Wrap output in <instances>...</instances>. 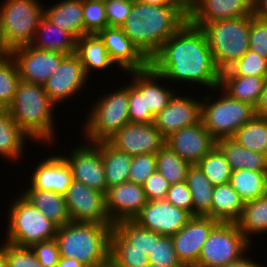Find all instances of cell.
I'll list each match as a JSON object with an SVG mask.
<instances>
[{"mask_svg": "<svg viewBox=\"0 0 267 267\" xmlns=\"http://www.w3.org/2000/svg\"><path fill=\"white\" fill-rule=\"evenodd\" d=\"M244 202L231 184L214 186L211 218L220 222H236L242 214Z\"/></svg>", "mask_w": 267, "mask_h": 267, "instance_id": "cell-32", "label": "cell"}, {"mask_svg": "<svg viewBox=\"0 0 267 267\" xmlns=\"http://www.w3.org/2000/svg\"><path fill=\"white\" fill-rule=\"evenodd\" d=\"M11 56V48L5 43L2 29L0 27V61L5 60Z\"/></svg>", "mask_w": 267, "mask_h": 267, "instance_id": "cell-57", "label": "cell"}, {"mask_svg": "<svg viewBox=\"0 0 267 267\" xmlns=\"http://www.w3.org/2000/svg\"><path fill=\"white\" fill-rule=\"evenodd\" d=\"M229 183L244 203L267 195V171L234 170Z\"/></svg>", "mask_w": 267, "mask_h": 267, "instance_id": "cell-36", "label": "cell"}, {"mask_svg": "<svg viewBox=\"0 0 267 267\" xmlns=\"http://www.w3.org/2000/svg\"><path fill=\"white\" fill-rule=\"evenodd\" d=\"M55 109L56 105L49 99L44 85L20 79L13 102L7 111L33 142L50 145L56 142L57 136Z\"/></svg>", "mask_w": 267, "mask_h": 267, "instance_id": "cell-3", "label": "cell"}, {"mask_svg": "<svg viewBox=\"0 0 267 267\" xmlns=\"http://www.w3.org/2000/svg\"><path fill=\"white\" fill-rule=\"evenodd\" d=\"M5 109L0 105V113L3 112Z\"/></svg>", "mask_w": 267, "mask_h": 267, "instance_id": "cell-64", "label": "cell"}, {"mask_svg": "<svg viewBox=\"0 0 267 267\" xmlns=\"http://www.w3.org/2000/svg\"><path fill=\"white\" fill-rule=\"evenodd\" d=\"M97 267H115V266L110 261H108L106 264Z\"/></svg>", "mask_w": 267, "mask_h": 267, "instance_id": "cell-62", "label": "cell"}, {"mask_svg": "<svg viewBox=\"0 0 267 267\" xmlns=\"http://www.w3.org/2000/svg\"><path fill=\"white\" fill-rule=\"evenodd\" d=\"M255 112L257 116L267 118V79Z\"/></svg>", "mask_w": 267, "mask_h": 267, "instance_id": "cell-55", "label": "cell"}, {"mask_svg": "<svg viewBox=\"0 0 267 267\" xmlns=\"http://www.w3.org/2000/svg\"><path fill=\"white\" fill-rule=\"evenodd\" d=\"M186 184L191 192L194 215L211 217V204L214 186L197 165L188 168Z\"/></svg>", "mask_w": 267, "mask_h": 267, "instance_id": "cell-35", "label": "cell"}, {"mask_svg": "<svg viewBox=\"0 0 267 267\" xmlns=\"http://www.w3.org/2000/svg\"><path fill=\"white\" fill-rule=\"evenodd\" d=\"M100 152L108 188L127 182L132 156L113 147L108 141H100Z\"/></svg>", "mask_w": 267, "mask_h": 267, "instance_id": "cell-33", "label": "cell"}, {"mask_svg": "<svg viewBox=\"0 0 267 267\" xmlns=\"http://www.w3.org/2000/svg\"><path fill=\"white\" fill-rule=\"evenodd\" d=\"M44 16L76 39L84 35L83 0H58L47 8L44 5Z\"/></svg>", "mask_w": 267, "mask_h": 267, "instance_id": "cell-26", "label": "cell"}, {"mask_svg": "<svg viewBox=\"0 0 267 267\" xmlns=\"http://www.w3.org/2000/svg\"><path fill=\"white\" fill-rule=\"evenodd\" d=\"M179 94L176 91L167 106L155 117L154 124L164 138L201 120L202 99Z\"/></svg>", "mask_w": 267, "mask_h": 267, "instance_id": "cell-18", "label": "cell"}, {"mask_svg": "<svg viewBox=\"0 0 267 267\" xmlns=\"http://www.w3.org/2000/svg\"><path fill=\"white\" fill-rule=\"evenodd\" d=\"M220 76H256L267 78V59L256 52L248 50L228 69L220 72Z\"/></svg>", "mask_w": 267, "mask_h": 267, "instance_id": "cell-43", "label": "cell"}, {"mask_svg": "<svg viewBox=\"0 0 267 267\" xmlns=\"http://www.w3.org/2000/svg\"><path fill=\"white\" fill-rule=\"evenodd\" d=\"M176 3L180 4L187 11L192 7L194 0H174Z\"/></svg>", "mask_w": 267, "mask_h": 267, "instance_id": "cell-61", "label": "cell"}, {"mask_svg": "<svg viewBox=\"0 0 267 267\" xmlns=\"http://www.w3.org/2000/svg\"><path fill=\"white\" fill-rule=\"evenodd\" d=\"M249 50L267 59V20L250 16Z\"/></svg>", "mask_w": 267, "mask_h": 267, "instance_id": "cell-49", "label": "cell"}, {"mask_svg": "<svg viewBox=\"0 0 267 267\" xmlns=\"http://www.w3.org/2000/svg\"><path fill=\"white\" fill-rule=\"evenodd\" d=\"M43 267H56L60 252L55 239L39 242L30 247Z\"/></svg>", "mask_w": 267, "mask_h": 267, "instance_id": "cell-52", "label": "cell"}, {"mask_svg": "<svg viewBox=\"0 0 267 267\" xmlns=\"http://www.w3.org/2000/svg\"><path fill=\"white\" fill-rule=\"evenodd\" d=\"M218 222L209 216L194 215L181 230L171 236L177 256L184 266L197 264L203 244Z\"/></svg>", "mask_w": 267, "mask_h": 267, "instance_id": "cell-20", "label": "cell"}, {"mask_svg": "<svg viewBox=\"0 0 267 267\" xmlns=\"http://www.w3.org/2000/svg\"><path fill=\"white\" fill-rule=\"evenodd\" d=\"M156 171V154L147 153L132 156L128 181L143 185L146 179Z\"/></svg>", "mask_w": 267, "mask_h": 267, "instance_id": "cell-46", "label": "cell"}, {"mask_svg": "<svg viewBox=\"0 0 267 267\" xmlns=\"http://www.w3.org/2000/svg\"><path fill=\"white\" fill-rule=\"evenodd\" d=\"M20 75L14 59L0 61V105L7 109L13 102Z\"/></svg>", "mask_w": 267, "mask_h": 267, "instance_id": "cell-44", "label": "cell"}, {"mask_svg": "<svg viewBox=\"0 0 267 267\" xmlns=\"http://www.w3.org/2000/svg\"><path fill=\"white\" fill-rule=\"evenodd\" d=\"M21 195L58 226L71 222L65 197L51 190L25 189Z\"/></svg>", "mask_w": 267, "mask_h": 267, "instance_id": "cell-29", "label": "cell"}, {"mask_svg": "<svg viewBox=\"0 0 267 267\" xmlns=\"http://www.w3.org/2000/svg\"><path fill=\"white\" fill-rule=\"evenodd\" d=\"M73 222L114 225L106 211L105 194L73 180L64 195Z\"/></svg>", "mask_w": 267, "mask_h": 267, "instance_id": "cell-11", "label": "cell"}, {"mask_svg": "<svg viewBox=\"0 0 267 267\" xmlns=\"http://www.w3.org/2000/svg\"><path fill=\"white\" fill-rule=\"evenodd\" d=\"M232 138L244 148L267 156V118L255 115Z\"/></svg>", "mask_w": 267, "mask_h": 267, "instance_id": "cell-38", "label": "cell"}, {"mask_svg": "<svg viewBox=\"0 0 267 267\" xmlns=\"http://www.w3.org/2000/svg\"><path fill=\"white\" fill-rule=\"evenodd\" d=\"M150 67L160 74V82L199 84L210 91L219 87L220 71L204 32L188 21L150 58Z\"/></svg>", "mask_w": 267, "mask_h": 267, "instance_id": "cell-1", "label": "cell"}, {"mask_svg": "<svg viewBox=\"0 0 267 267\" xmlns=\"http://www.w3.org/2000/svg\"><path fill=\"white\" fill-rule=\"evenodd\" d=\"M166 200L194 216L192 196L186 181L170 185Z\"/></svg>", "mask_w": 267, "mask_h": 267, "instance_id": "cell-51", "label": "cell"}, {"mask_svg": "<svg viewBox=\"0 0 267 267\" xmlns=\"http://www.w3.org/2000/svg\"><path fill=\"white\" fill-rule=\"evenodd\" d=\"M46 157L36 164L27 189L51 190L65 195L73 181L71 168L62 155Z\"/></svg>", "mask_w": 267, "mask_h": 267, "instance_id": "cell-23", "label": "cell"}, {"mask_svg": "<svg viewBox=\"0 0 267 267\" xmlns=\"http://www.w3.org/2000/svg\"><path fill=\"white\" fill-rule=\"evenodd\" d=\"M150 264L162 267H185L179 260L171 236L153 231V247L148 254Z\"/></svg>", "mask_w": 267, "mask_h": 267, "instance_id": "cell-42", "label": "cell"}, {"mask_svg": "<svg viewBox=\"0 0 267 267\" xmlns=\"http://www.w3.org/2000/svg\"><path fill=\"white\" fill-rule=\"evenodd\" d=\"M169 188V182L158 171L151 174L143 184L147 201L166 199Z\"/></svg>", "mask_w": 267, "mask_h": 267, "instance_id": "cell-53", "label": "cell"}, {"mask_svg": "<svg viewBox=\"0 0 267 267\" xmlns=\"http://www.w3.org/2000/svg\"><path fill=\"white\" fill-rule=\"evenodd\" d=\"M28 140L33 141L5 109L0 113V156L10 162L24 159ZM25 149V150H24ZM25 151V152H24ZM12 160V161H11Z\"/></svg>", "mask_w": 267, "mask_h": 267, "instance_id": "cell-27", "label": "cell"}, {"mask_svg": "<svg viewBox=\"0 0 267 267\" xmlns=\"http://www.w3.org/2000/svg\"><path fill=\"white\" fill-rule=\"evenodd\" d=\"M65 56L59 52L39 50L30 44L11 49L20 79L41 85L58 69Z\"/></svg>", "mask_w": 267, "mask_h": 267, "instance_id": "cell-13", "label": "cell"}, {"mask_svg": "<svg viewBox=\"0 0 267 267\" xmlns=\"http://www.w3.org/2000/svg\"><path fill=\"white\" fill-rule=\"evenodd\" d=\"M128 112L132 123L154 122L155 117L146 110L145 96L130 82L128 84Z\"/></svg>", "mask_w": 267, "mask_h": 267, "instance_id": "cell-47", "label": "cell"}, {"mask_svg": "<svg viewBox=\"0 0 267 267\" xmlns=\"http://www.w3.org/2000/svg\"><path fill=\"white\" fill-rule=\"evenodd\" d=\"M75 53L80 58L81 64L88 77L93 71L100 72L109 69L111 66L116 67L103 41L97 34H86L76 39Z\"/></svg>", "mask_w": 267, "mask_h": 267, "instance_id": "cell-28", "label": "cell"}, {"mask_svg": "<svg viewBox=\"0 0 267 267\" xmlns=\"http://www.w3.org/2000/svg\"><path fill=\"white\" fill-rule=\"evenodd\" d=\"M192 215L166 199L147 201L141 212L133 219L141 227L172 236L181 230L190 220Z\"/></svg>", "mask_w": 267, "mask_h": 267, "instance_id": "cell-16", "label": "cell"}, {"mask_svg": "<svg viewBox=\"0 0 267 267\" xmlns=\"http://www.w3.org/2000/svg\"><path fill=\"white\" fill-rule=\"evenodd\" d=\"M217 69H228L249 50L250 16L202 25Z\"/></svg>", "mask_w": 267, "mask_h": 267, "instance_id": "cell-5", "label": "cell"}, {"mask_svg": "<svg viewBox=\"0 0 267 267\" xmlns=\"http://www.w3.org/2000/svg\"><path fill=\"white\" fill-rule=\"evenodd\" d=\"M157 171L170 185L186 181L188 168L191 166L168 146L164 145L156 153Z\"/></svg>", "mask_w": 267, "mask_h": 267, "instance_id": "cell-39", "label": "cell"}, {"mask_svg": "<svg viewBox=\"0 0 267 267\" xmlns=\"http://www.w3.org/2000/svg\"><path fill=\"white\" fill-rule=\"evenodd\" d=\"M113 226L73 221L59 226L55 240L60 256L78 260L86 267L106 264Z\"/></svg>", "mask_w": 267, "mask_h": 267, "instance_id": "cell-4", "label": "cell"}, {"mask_svg": "<svg viewBox=\"0 0 267 267\" xmlns=\"http://www.w3.org/2000/svg\"><path fill=\"white\" fill-rule=\"evenodd\" d=\"M247 256L248 255L246 254L241 259L221 267H264L261 263L256 262L252 257Z\"/></svg>", "mask_w": 267, "mask_h": 267, "instance_id": "cell-54", "label": "cell"}, {"mask_svg": "<svg viewBox=\"0 0 267 267\" xmlns=\"http://www.w3.org/2000/svg\"><path fill=\"white\" fill-rule=\"evenodd\" d=\"M89 77L86 75L80 58L76 53L66 55L58 69L44 84V89L49 99L56 105L76 98L75 95L87 85ZM74 96V97H72Z\"/></svg>", "mask_w": 267, "mask_h": 267, "instance_id": "cell-14", "label": "cell"}, {"mask_svg": "<svg viewBox=\"0 0 267 267\" xmlns=\"http://www.w3.org/2000/svg\"><path fill=\"white\" fill-rule=\"evenodd\" d=\"M134 1H139L142 3H147L150 5H157V6L180 5L176 3L174 0H134Z\"/></svg>", "mask_w": 267, "mask_h": 267, "instance_id": "cell-59", "label": "cell"}, {"mask_svg": "<svg viewBox=\"0 0 267 267\" xmlns=\"http://www.w3.org/2000/svg\"><path fill=\"white\" fill-rule=\"evenodd\" d=\"M30 45L39 50L68 55L76 51V38L70 32L53 24L43 16Z\"/></svg>", "mask_w": 267, "mask_h": 267, "instance_id": "cell-25", "label": "cell"}, {"mask_svg": "<svg viewBox=\"0 0 267 267\" xmlns=\"http://www.w3.org/2000/svg\"><path fill=\"white\" fill-rule=\"evenodd\" d=\"M253 15L259 19L267 20V0L253 1Z\"/></svg>", "mask_w": 267, "mask_h": 267, "instance_id": "cell-56", "label": "cell"}, {"mask_svg": "<svg viewBox=\"0 0 267 267\" xmlns=\"http://www.w3.org/2000/svg\"><path fill=\"white\" fill-rule=\"evenodd\" d=\"M252 243L239 230L236 222H218L204 242L197 267H221L249 253ZM250 249V250H249Z\"/></svg>", "mask_w": 267, "mask_h": 267, "instance_id": "cell-10", "label": "cell"}, {"mask_svg": "<svg viewBox=\"0 0 267 267\" xmlns=\"http://www.w3.org/2000/svg\"><path fill=\"white\" fill-rule=\"evenodd\" d=\"M165 145L190 165H196L216 146V140L200 120L170 134L165 138Z\"/></svg>", "mask_w": 267, "mask_h": 267, "instance_id": "cell-19", "label": "cell"}, {"mask_svg": "<svg viewBox=\"0 0 267 267\" xmlns=\"http://www.w3.org/2000/svg\"><path fill=\"white\" fill-rule=\"evenodd\" d=\"M84 35L97 34L108 27L104 0H83Z\"/></svg>", "mask_w": 267, "mask_h": 267, "instance_id": "cell-45", "label": "cell"}, {"mask_svg": "<svg viewBox=\"0 0 267 267\" xmlns=\"http://www.w3.org/2000/svg\"><path fill=\"white\" fill-rule=\"evenodd\" d=\"M109 261L115 267H145L148 255L140 249H130V244L114 229L110 233Z\"/></svg>", "mask_w": 267, "mask_h": 267, "instance_id": "cell-37", "label": "cell"}, {"mask_svg": "<svg viewBox=\"0 0 267 267\" xmlns=\"http://www.w3.org/2000/svg\"><path fill=\"white\" fill-rule=\"evenodd\" d=\"M145 267H162V266H159V265H155V264H148V265H146Z\"/></svg>", "mask_w": 267, "mask_h": 267, "instance_id": "cell-63", "label": "cell"}, {"mask_svg": "<svg viewBox=\"0 0 267 267\" xmlns=\"http://www.w3.org/2000/svg\"><path fill=\"white\" fill-rule=\"evenodd\" d=\"M44 16L39 0H5L0 3V27L11 48L30 44Z\"/></svg>", "mask_w": 267, "mask_h": 267, "instance_id": "cell-9", "label": "cell"}, {"mask_svg": "<svg viewBox=\"0 0 267 267\" xmlns=\"http://www.w3.org/2000/svg\"><path fill=\"white\" fill-rule=\"evenodd\" d=\"M131 76V83L145 96L146 110L156 117L168 104L171 97L177 91L167 87V84H160V74L151 67L142 71L125 72ZM133 77V79H132ZM166 84V86H164Z\"/></svg>", "mask_w": 267, "mask_h": 267, "instance_id": "cell-24", "label": "cell"}, {"mask_svg": "<svg viewBox=\"0 0 267 267\" xmlns=\"http://www.w3.org/2000/svg\"><path fill=\"white\" fill-rule=\"evenodd\" d=\"M97 35L103 41L111 60L124 73L142 71L150 67V59L131 41L121 27H106Z\"/></svg>", "mask_w": 267, "mask_h": 267, "instance_id": "cell-17", "label": "cell"}, {"mask_svg": "<svg viewBox=\"0 0 267 267\" xmlns=\"http://www.w3.org/2000/svg\"><path fill=\"white\" fill-rule=\"evenodd\" d=\"M95 101L87 113L83 126L85 141H107L130 122L128 112V84L105 93Z\"/></svg>", "mask_w": 267, "mask_h": 267, "instance_id": "cell-7", "label": "cell"}, {"mask_svg": "<svg viewBox=\"0 0 267 267\" xmlns=\"http://www.w3.org/2000/svg\"><path fill=\"white\" fill-rule=\"evenodd\" d=\"M108 27H122L133 7L134 0H104Z\"/></svg>", "mask_w": 267, "mask_h": 267, "instance_id": "cell-50", "label": "cell"}, {"mask_svg": "<svg viewBox=\"0 0 267 267\" xmlns=\"http://www.w3.org/2000/svg\"><path fill=\"white\" fill-rule=\"evenodd\" d=\"M216 146L224 154L232 171L239 169L267 171L266 155L244 148L233 138L218 139Z\"/></svg>", "mask_w": 267, "mask_h": 267, "instance_id": "cell-30", "label": "cell"}, {"mask_svg": "<svg viewBox=\"0 0 267 267\" xmlns=\"http://www.w3.org/2000/svg\"><path fill=\"white\" fill-rule=\"evenodd\" d=\"M62 157L69 164L73 180L85 184L87 187L107 193L106 178L100 152V142H83L68 151ZM71 152V153H70Z\"/></svg>", "mask_w": 267, "mask_h": 267, "instance_id": "cell-12", "label": "cell"}, {"mask_svg": "<svg viewBox=\"0 0 267 267\" xmlns=\"http://www.w3.org/2000/svg\"><path fill=\"white\" fill-rule=\"evenodd\" d=\"M107 141L130 156L156 154L165 145V138L157 130L154 122H129Z\"/></svg>", "mask_w": 267, "mask_h": 267, "instance_id": "cell-15", "label": "cell"}, {"mask_svg": "<svg viewBox=\"0 0 267 267\" xmlns=\"http://www.w3.org/2000/svg\"><path fill=\"white\" fill-rule=\"evenodd\" d=\"M254 0H194L188 22L200 28L206 23L253 15Z\"/></svg>", "mask_w": 267, "mask_h": 267, "instance_id": "cell-21", "label": "cell"}, {"mask_svg": "<svg viewBox=\"0 0 267 267\" xmlns=\"http://www.w3.org/2000/svg\"><path fill=\"white\" fill-rule=\"evenodd\" d=\"M266 79L256 76H220L219 87L231 98L256 108Z\"/></svg>", "mask_w": 267, "mask_h": 267, "instance_id": "cell-31", "label": "cell"}, {"mask_svg": "<svg viewBox=\"0 0 267 267\" xmlns=\"http://www.w3.org/2000/svg\"><path fill=\"white\" fill-rule=\"evenodd\" d=\"M196 165L203 171L213 186L225 184L230 181L232 170L224 154L217 146Z\"/></svg>", "mask_w": 267, "mask_h": 267, "instance_id": "cell-40", "label": "cell"}, {"mask_svg": "<svg viewBox=\"0 0 267 267\" xmlns=\"http://www.w3.org/2000/svg\"><path fill=\"white\" fill-rule=\"evenodd\" d=\"M56 267H86L84 264L78 260L71 259L68 257H60V260Z\"/></svg>", "mask_w": 267, "mask_h": 267, "instance_id": "cell-58", "label": "cell"}, {"mask_svg": "<svg viewBox=\"0 0 267 267\" xmlns=\"http://www.w3.org/2000/svg\"><path fill=\"white\" fill-rule=\"evenodd\" d=\"M213 91L219 92L216 94L218 98L209 94L210 91L201 98V120L216 141L232 138L240 127L256 115L255 107L231 98L220 87L212 89L211 93Z\"/></svg>", "mask_w": 267, "mask_h": 267, "instance_id": "cell-6", "label": "cell"}, {"mask_svg": "<svg viewBox=\"0 0 267 267\" xmlns=\"http://www.w3.org/2000/svg\"><path fill=\"white\" fill-rule=\"evenodd\" d=\"M113 228L130 244V249L143 250L147 255L153 247V231L141 227L134 220H122Z\"/></svg>", "mask_w": 267, "mask_h": 267, "instance_id": "cell-41", "label": "cell"}, {"mask_svg": "<svg viewBox=\"0 0 267 267\" xmlns=\"http://www.w3.org/2000/svg\"><path fill=\"white\" fill-rule=\"evenodd\" d=\"M3 242L4 243L2 245L0 244V267H8L5 255V241Z\"/></svg>", "mask_w": 267, "mask_h": 267, "instance_id": "cell-60", "label": "cell"}, {"mask_svg": "<svg viewBox=\"0 0 267 267\" xmlns=\"http://www.w3.org/2000/svg\"><path fill=\"white\" fill-rule=\"evenodd\" d=\"M187 21L188 12L181 5L157 6L134 1L121 28L150 59Z\"/></svg>", "mask_w": 267, "mask_h": 267, "instance_id": "cell-2", "label": "cell"}, {"mask_svg": "<svg viewBox=\"0 0 267 267\" xmlns=\"http://www.w3.org/2000/svg\"><path fill=\"white\" fill-rule=\"evenodd\" d=\"M105 200L106 211L113 224L133 220L147 203L143 185L130 181L108 188Z\"/></svg>", "mask_w": 267, "mask_h": 267, "instance_id": "cell-22", "label": "cell"}, {"mask_svg": "<svg viewBox=\"0 0 267 267\" xmlns=\"http://www.w3.org/2000/svg\"><path fill=\"white\" fill-rule=\"evenodd\" d=\"M8 267H43L30 247L17 246L5 241Z\"/></svg>", "mask_w": 267, "mask_h": 267, "instance_id": "cell-48", "label": "cell"}, {"mask_svg": "<svg viewBox=\"0 0 267 267\" xmlns=\"http://www.w3.org/2000/svg\"><path fill=\"white\" fill-rule=\"evenodd\" d=\"M236 223L251 243L254 235L267 234V195L245 202L241 217Z\"/></svg>", "mask_w": 267, "mask_h": 267, "instance_id": "cell-34", "label": "cell"}, {"mask_svg": "<svg viewBox=\"0 0 267 267\" xmlns=\"http://www.w3.org/2000/svg\"><path fill=\"white\" fill-rule=\"evenodd\" d=\"M9 207L4 241L17 246L31 247L39 242L55 239L59 226L20 193L12 199Z\"/></svg>", "mask_w": 267, "mask_h": 267, "instance_id": "cell-8", "label": "cell"}]
</instances>
